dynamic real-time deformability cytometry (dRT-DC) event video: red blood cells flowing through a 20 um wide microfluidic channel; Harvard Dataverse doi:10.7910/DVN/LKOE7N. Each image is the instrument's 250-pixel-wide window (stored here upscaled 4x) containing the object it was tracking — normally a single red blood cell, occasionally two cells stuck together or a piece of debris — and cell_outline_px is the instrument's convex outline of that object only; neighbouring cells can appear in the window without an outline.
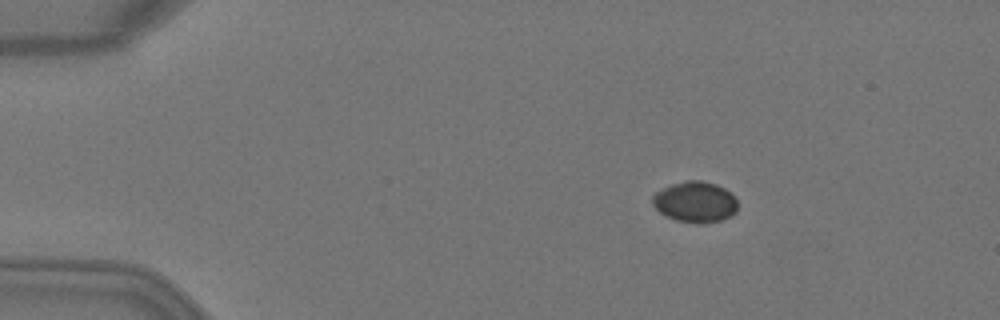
{"species": "Egyptian fruit bat (a non-hibernating species)", "species_latin": "Rousettus aegyptiacus", "temperature_condition": "warm", "stored_images_in_passage": 4, "camera_frame_rate_fps": 3000, "um_per_image_px": 0.085, "animal": {"sex": "female"}, "frame": {"image": 1, "passage_image": 2, "time_ms": 0.333, "image_size_px": [1000, 320], "cell_outline_px": [[736, 212], [720, 220], [700, 224], [696, 224], [676, 220], [660, 212], [652, 204], [652, 196], [656, 192], [672, 184], [684, 180], [700, 180], [716, 184], [724, 188], [736, 200]], "centroid_in_image_um": [59.06, 17.16], "position_along_channel_um": 25.9, "area_um2": 20.06}}